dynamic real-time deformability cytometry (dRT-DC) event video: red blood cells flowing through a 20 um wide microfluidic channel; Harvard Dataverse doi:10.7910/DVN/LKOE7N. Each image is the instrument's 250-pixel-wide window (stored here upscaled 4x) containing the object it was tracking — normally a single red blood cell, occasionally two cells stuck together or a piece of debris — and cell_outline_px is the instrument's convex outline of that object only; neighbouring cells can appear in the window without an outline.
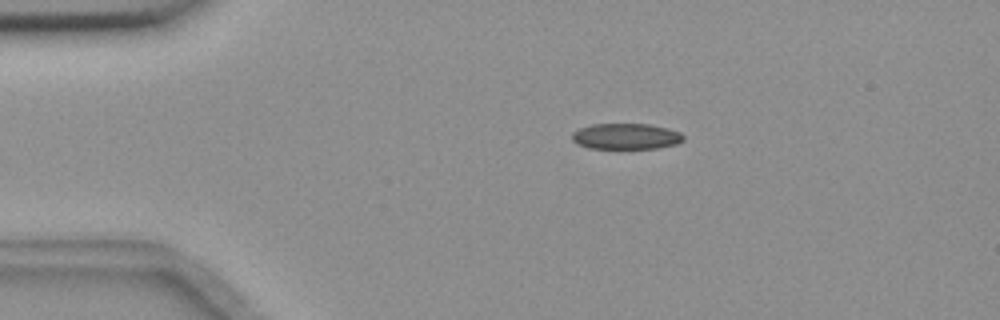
{"species": "common noctule bat (a hibernating species)", "species_latin": "Nyctalus noctula", "temperature_condition": "room temperature", "stored_images_in_passage": 48, "camera_frame_rate_fps": 3000, "um_per_image_px": 0.085, "animal": {"sex": "female", "body_mass_g": 18.4}, "frame": {"image": 1, "passage_image": 3, "time_ms": 0.667, "image_size_px": [1000, 320], "cell_outline_px": [[684, 140], [676, 144], [656, 148], [588, 148], [576, 144], [572, 140], [572, 132], [580, 128], [592, 124], [648, 124], [668, 128], [680, 132], [684, 136]], "centroid_in_image_um": [53.2, 11.59], "position_along_channel_um": 31.8, "area_um2": 16.82}}
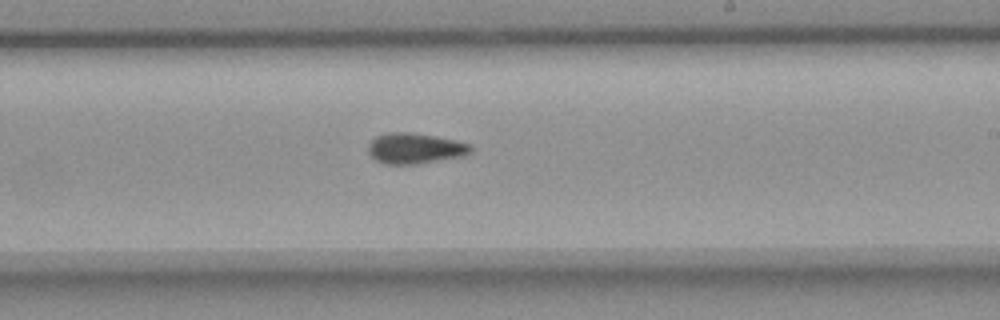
{"frame": {"image": 2, "passage_image": 25, "time_ms": 8.0, "image_size_px": [1000, 320], "cell_outline_px": [[472, 152], [464, 156], [416, 164], [384, 164], [376, 160], [368, 152], [368, 144], [376, 136], [388, 132], [408, 132], [456, 140], [472, 144]], "centroid_in_image_um": [35.29, 12.61], "position_along_channel_um": 253.7, "area_um2": 18.32}}
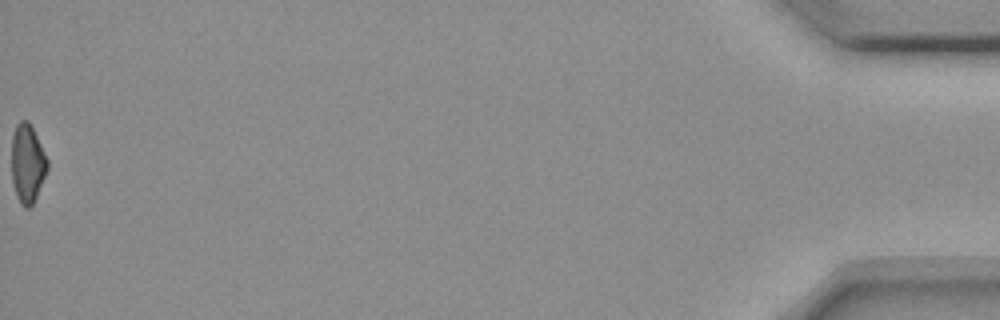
{"frame": {"image": 3, "passage_image": 48, "time_ms": 15.667, "image_size_px": [1000, 320], "cell_outline_px": [[48, 168], [36, 196], [32, 204], [28, 208], [24, 208], [20, 204], [16, 196], [12, 184], [12, 136], [16, 124], [20, 120], [28, 120], [48, 160]], "centroid_in_image_um": [2.31, 13.91], "position_along_channel_um": 432.9, "area_um2": 16.3}}